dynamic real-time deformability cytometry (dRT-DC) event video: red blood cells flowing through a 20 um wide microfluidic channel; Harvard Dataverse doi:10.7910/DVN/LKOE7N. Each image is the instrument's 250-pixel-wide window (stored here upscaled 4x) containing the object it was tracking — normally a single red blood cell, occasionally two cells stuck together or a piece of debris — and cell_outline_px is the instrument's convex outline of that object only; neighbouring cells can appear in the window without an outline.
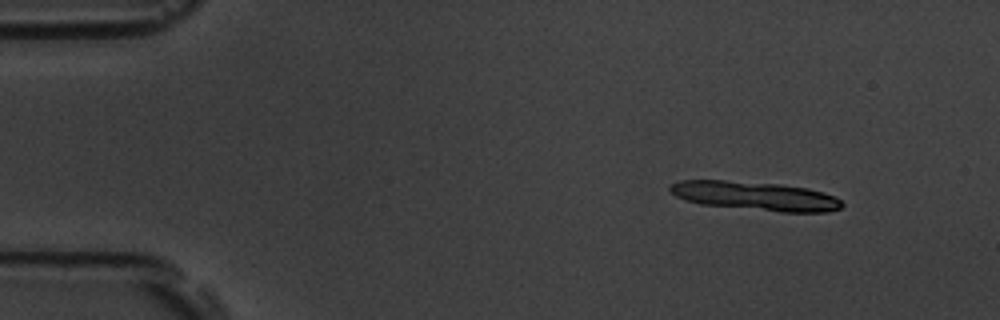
{"species": "common noctule bat (a hibernating species)", "species_latin": "Nyctalus noctula", "temperature_condition": "room temperature", "stored_images_in_passage": 13, "camera_frame_rate_fps": 3000, "um_per_image_px": 0.085, "animal": {"sex": "male", "body_mass_g": 19.5, "forearm_length_mm": 54.6}, "frame": {"image": 1, "passage_image": 6, "time_ms": 1.667, "image_size_px": [1000, 320], "cell_outline_px": [[844, 204], [840, 208], [828, 212], [780, 212], [700, 204], [684, 200], [676, 196], [668, 188], [672, 184], [680, 180], [724, 180], [780, 184], [808, 188], [824, 192], [836, 196]], "centroid_in_image_um": [64.22, 16.66], "position_along_channel_um": 20.8, "area_um2": 29.07}}